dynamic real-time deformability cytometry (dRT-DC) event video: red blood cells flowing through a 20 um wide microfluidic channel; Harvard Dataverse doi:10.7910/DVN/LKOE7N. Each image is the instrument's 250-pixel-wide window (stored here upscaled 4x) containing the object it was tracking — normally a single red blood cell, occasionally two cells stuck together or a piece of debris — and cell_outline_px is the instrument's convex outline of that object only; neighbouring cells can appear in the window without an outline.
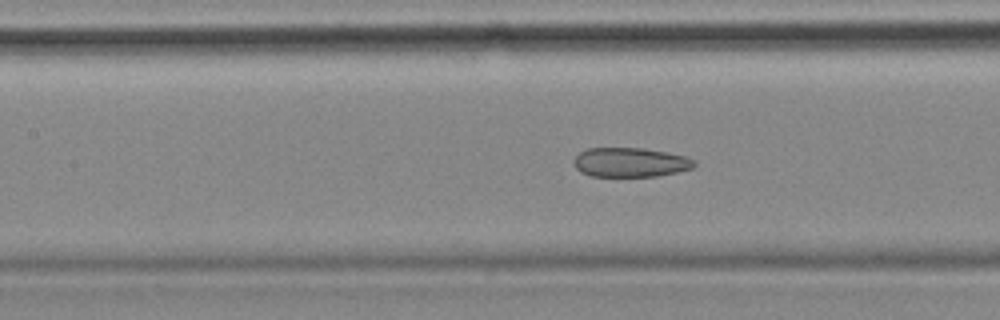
{"species": "common noctule bat (a hibernating species)", "species_latin": "Nyctalus noctula", "temperature_condition": "cold", "stored_images_in_passage": 12, "camera_frame_rate_fps": 3000, "um_per_image_px": 0.085, "animal": {"sex": "female", "body_mass_g": 18.4}, "frame": {"image": 1, "passage_image": 10, "time_ms": 3.0, "image_size_px": [1000, 320], "cell_outline_px": [[696, 164], [692, 168], [676, 172], [656, 176], [592, 176], [580, 172], [572, 164], [572, 160], [580, 152], [588, 148], [644, 148], [668, 152], [688, 156], [696, 160]], "centroid_in_image_um": [53.58, 13.79], "position_along_channel_um": 153.8, "area_um2": 20.81}}